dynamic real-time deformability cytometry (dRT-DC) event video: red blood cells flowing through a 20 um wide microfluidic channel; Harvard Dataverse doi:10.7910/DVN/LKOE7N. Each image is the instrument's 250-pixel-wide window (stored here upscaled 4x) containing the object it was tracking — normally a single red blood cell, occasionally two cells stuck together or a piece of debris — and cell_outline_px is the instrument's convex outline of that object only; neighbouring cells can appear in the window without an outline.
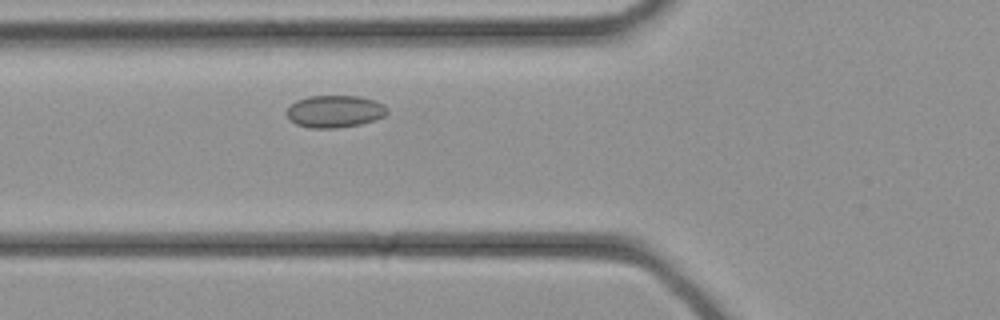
{"species": "common noctule bat (a hibernating species)", "species_latin": "Nyctalus noctula", "temperature_condition": "cold", "stored_images_in_passage": 26, "camera_frame_rate_fps": 3000, "um_per_image_px": 0.085, "animal": {"sex": "female", "body_mass_g": 21.9}, "frame": {"image": 1, "passage_image": 7, "time_ms": 2.0, "image_size_px": [1000, 320], "cell_outline_px": [[388, 112], [384, 116], [376, 120], [360, 124], [336, 128], [312, 128], [296, 124], [288, 120], [288, 108], [296, 100], [308, 96], [360, 96], [376, 100], [384, 104], [388, 108]], "centroid_in_image_um": [28.49, 9.46], "position_along_channel_um": 97.3, "area_um2": 19.02}}
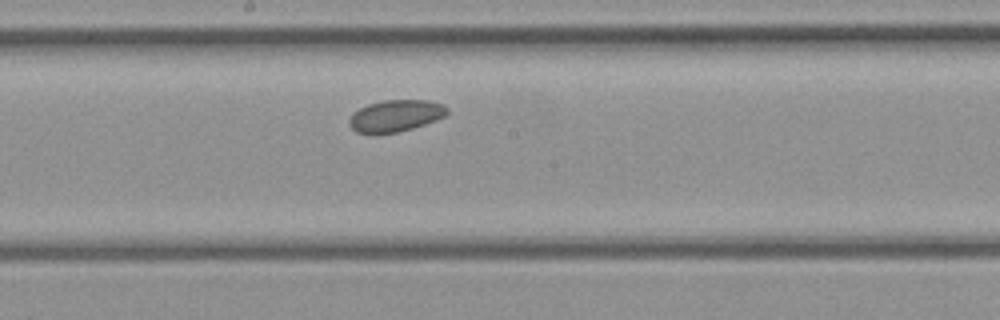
{"frame": {"image": 2, "passage_image": 13, "time_ms": 4.0, "image_size_px": [1000, 320], "cell_outline_px": [[448, 112], [444, 116], [436, 120], [412, 128], [396, 132], [376, 136], [372, 136], [356, 132], [348, 124], [348, 120], [360, 108], [368, 104], [384, 100], [428, 100], [444, 104], [448, 108]], "centroid_in_image_um": [33.6, 9.87], "position_along_channel_um": 214.6, "area_um2": 18.38}}
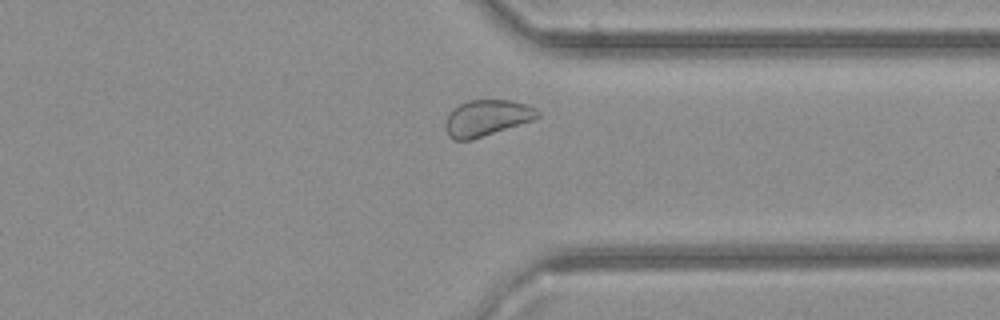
{"frame": {"image": 3, "passage_image": 21, "time_ms": 6.667, "image_size_px": [1000, 320], "cell_outline_px": [[540, 116], [532, 120], [472, 140], [452, 140], [448, 136], [444, 128], [444, 124], [452, 108], [468, 100], [512, 100], [528, 104], [536, 108], [540, 112]], "centroid_in_image_um": [41.36, 10.02], "position_along_channel_um": 370.0, "area_um2": 19.59}}